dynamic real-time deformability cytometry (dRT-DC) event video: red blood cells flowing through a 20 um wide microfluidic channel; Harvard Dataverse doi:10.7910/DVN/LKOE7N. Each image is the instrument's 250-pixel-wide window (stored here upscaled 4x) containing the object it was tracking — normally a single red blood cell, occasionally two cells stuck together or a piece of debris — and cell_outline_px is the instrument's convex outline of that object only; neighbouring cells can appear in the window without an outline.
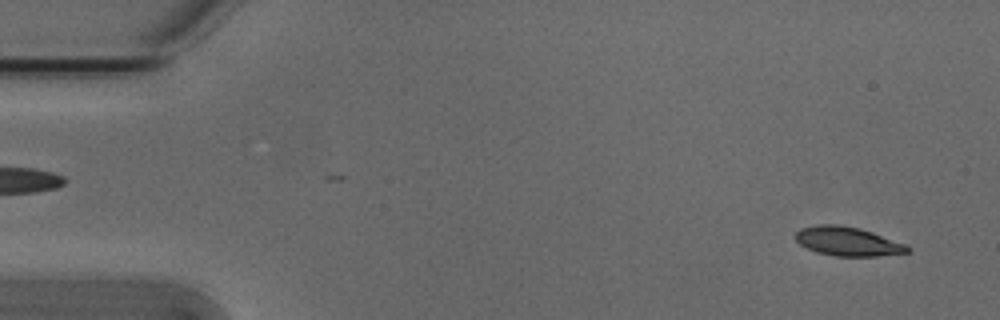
{"species": "Egyptian fruit bat (a non-hibernating species)", "species_latin": "Rousettus aegyptiacus", "temperature_condition": "cold", "stored_images_in_passage": 55, "segment_of_instrument_passage": [1, 2], "camera_frame_rate_fps": 3000, "um_per_image_px": 0.085, "animal": {"sex": "male"}, "frame": {"image": 1, "passage_image": 3, "time_ms": 0.667, "image_size_px": [1000, 320], "cell_outline_px": [[912, 248], [908, 252], [876, 256], [836, 256], [816, 252], [800, 244], [796, 240], [796, 232], [800, 228], [820, 224], [840, 224], [860, 228], [872, 232], [904, 244]], "centroid_in_image_um": [72.03, 20.51], "position_along_channel_um": 13.0, "area_um2": 18.79}}
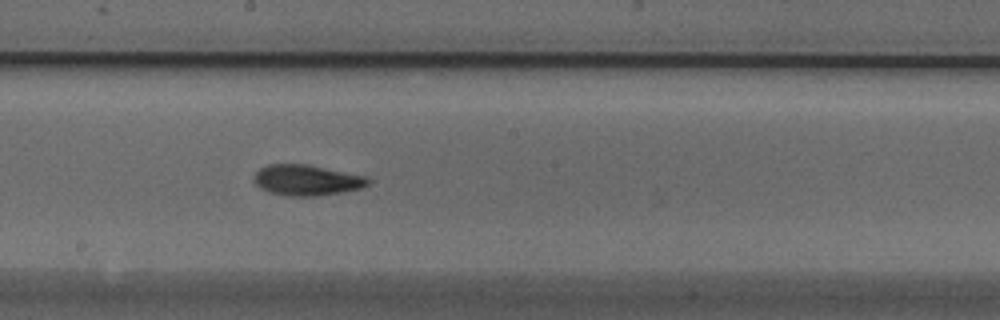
{"frame": {"image": 2, "passage_image": 29, "time_ms": 9.333, "image_size_px": [1000, 320], "cell_outline_px": [[372, 180], [368, 184], [360, 188], [340, 192], [316, 196], [284, 196], [268, 192], [260, 188], [252, 180], [252, 176], [260, 168], [268, 164], [308, 164], [364, 176]], "centroid_in_image_um": [26.0, 15.31], "position_along_channel_um": 222.2, "area_um2": 20.46}}
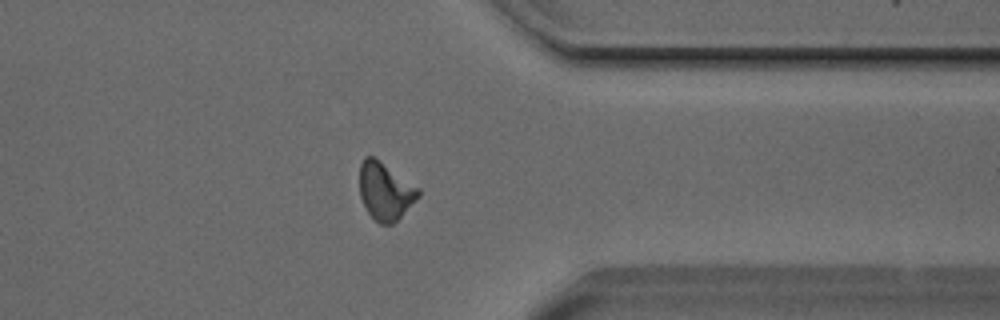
{"frame": {"image": 3, "passage_image": 42, "time_ms": 13.667, "image_size_px": [1000, 320], "cell_outline_px": [[420, 196], [392, 224], [380, 224], [368, 212], [360, 196], [360, 164], [364, 156], [372, 156], [420, 188]], "centroid_in_image_um": [32.74, 16.24], "position_along_channel_um": 378.7, "area_um2": 19.31}}